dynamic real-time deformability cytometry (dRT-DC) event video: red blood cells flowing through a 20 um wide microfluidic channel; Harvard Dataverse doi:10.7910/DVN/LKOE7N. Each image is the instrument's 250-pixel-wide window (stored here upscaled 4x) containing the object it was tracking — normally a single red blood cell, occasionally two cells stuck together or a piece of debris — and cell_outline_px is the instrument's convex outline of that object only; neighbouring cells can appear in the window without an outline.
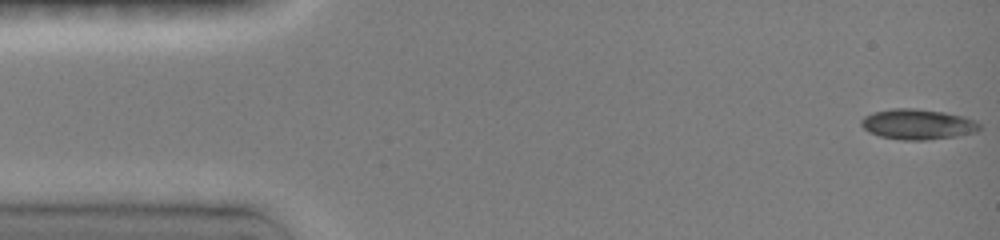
{"species": "common noctule bat (a hibernating species)", "species_latin": "Nyctalus noctula", "temperature_condition": "room temperature", "stored_images_in_passage": 47, "camera_frame_rate_fps": 3000, "um_per_image_px": 0.085, "animal": {"sex": "female", "body_mass_g": 19.0, "forearm_length_mm": 51.5}, "frame": {"image": 1, "passage_image": 1, "time_ms": 0.0, "image_size_px": [1000, 240], "cell_outline_px": [[980, 128], [976, 132], [956, 136], [924, 140], [900, 140], [880, 136], [868, 132], [860, 124], [860, 120], [864, 116], [872, 112], [892, 108], [916, 108], [944, 112], [964, 116], [976, 120], [980, 124]], "centroid_in_image_um": [77.99, 10.55], "position_along_channel_um": 7.0, "area_um2": 21.15}}
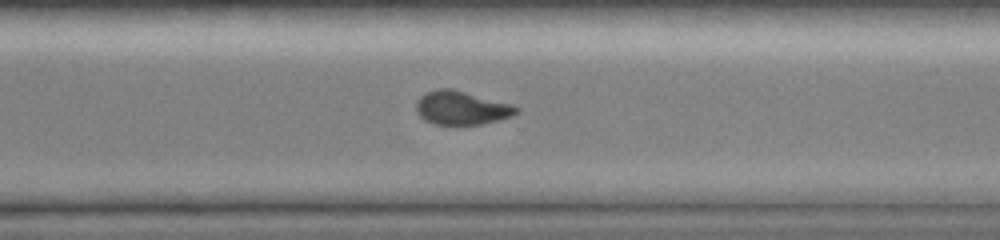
{"frame": {"image": 2, "passage_image": 34, "time_ms": 11.0, "image_size_px": [1000, 240], "cell_outline_px": [[520, 108], [512, 116], [480, 124], [432, 124], [424, 120], [416, 112], [416, 100], [420, 96], [428, 92], [440, 88], [452, 88], [512, 104]], "centroid_in_image_um": [39.2, 9.16], "position_along_channel_um": 331.4, "area_um2": 19.54}}
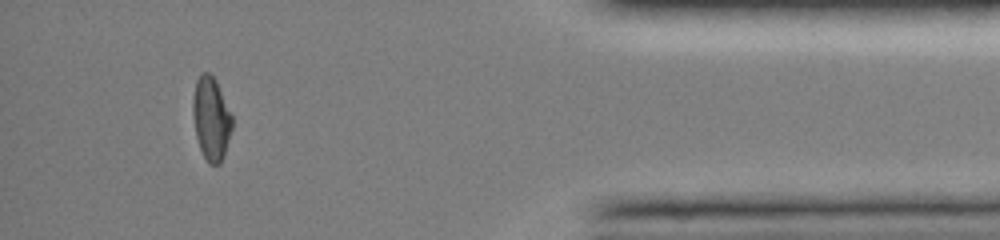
{"frame": {"image": 3, "passage_image": 43, "time_ms": 14.0, "image_size_px": [1000, 240], "cell_outline_px": [[232, 128], [224, 156], [220, 164], [208, 164], [200, 148], [196, 136], [192, 116], [192, 100], [196, 80], [204, 72], [208, 72], [216, 80], [232, 116]], "centroid_in_image_um": [17.94, 10.09], "position_along_channel_um": 417.3, "area_um2": 19.02}}